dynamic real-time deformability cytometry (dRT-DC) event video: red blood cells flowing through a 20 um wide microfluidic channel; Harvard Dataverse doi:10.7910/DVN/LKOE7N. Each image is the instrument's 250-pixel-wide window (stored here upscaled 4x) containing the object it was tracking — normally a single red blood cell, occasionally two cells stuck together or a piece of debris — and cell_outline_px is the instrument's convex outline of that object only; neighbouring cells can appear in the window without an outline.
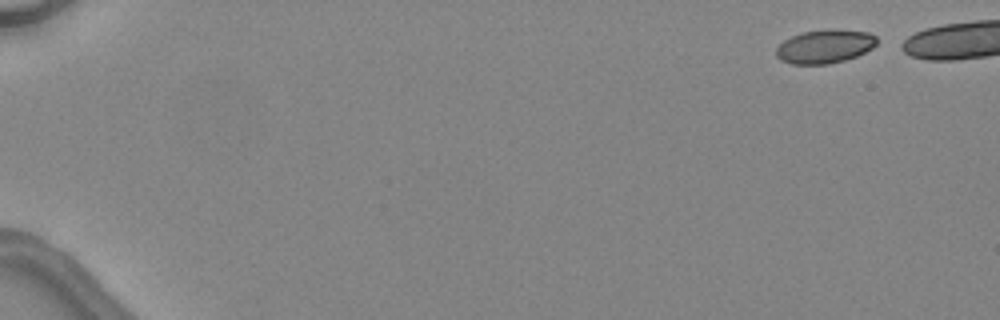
{"species": "common noctule bat (a hibernating species)", "species_latin": "Nyctalus noctula", "temperature_condition": "warm", "stored_images_in_passage": 4, "camera_frame_rate_fps": 3000, "um_per_image_px": 0.085, "animal": {"sex": "female", "body_mass_g": 24.6, "forearm_length_mm": 56.2}, "frame": {"image": 1, "passage_image": 1, "time_ms": 0.0, "image_size_px": [1000, 320], "cell_outline_px": [[876, 44], [872, 48], [856, 56], [844, 60], [828, 64], [792, 64], [780, 60], [776, 56], [776, 48], [784, 40], [800, 32], [832, 28], [868, 32], [876, 36]], "centroid_in_image_um": [70.09, 3.93], "position_along_channel_um": 14.9, "area_um2": 19.83}}